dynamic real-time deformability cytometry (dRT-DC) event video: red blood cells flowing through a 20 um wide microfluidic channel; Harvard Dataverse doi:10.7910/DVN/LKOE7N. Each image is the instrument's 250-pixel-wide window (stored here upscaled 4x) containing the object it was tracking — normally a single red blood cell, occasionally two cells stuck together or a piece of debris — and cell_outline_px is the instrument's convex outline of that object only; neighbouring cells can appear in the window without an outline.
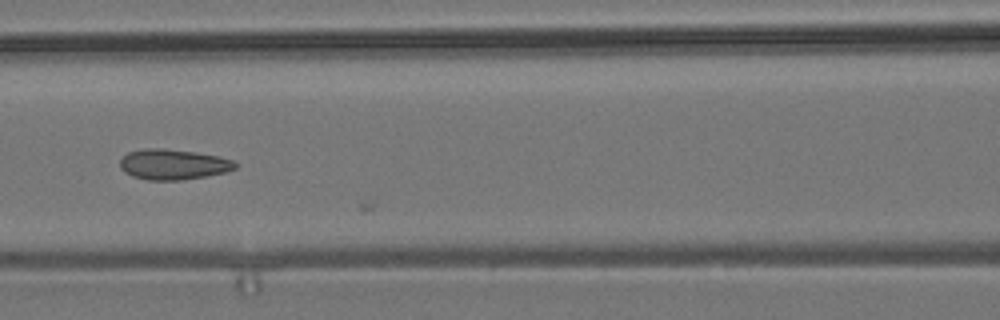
{"species": "common noctule bat (a hibernating species)", "species_latin": "Nyctalus noctula", "temperature_condition": "room temperature", "stored_images_in_passage": 7, "camera_frame_rate_fps": 3000, "um_per_image_px": 0.085, "animal": {"sex": "male", "body_mass_g": 19.2, "forearm_length_mm": 51.8}, "frame": {"image": 1, "passage_image": 5, "time_ms": 6.0, "image_size_px": [1000, 320], "cell_outline_px": [[240, 164], [236, 168], [224, 172], [184, 180], [148, 180], [132, 176], [124, 172], [120, 168], [120, 160], [128, 152], [144, 148], [160, 148], [196, 152], [220, 156], [232, 160]], "centroid_in_image_um": [14.72, 13.97], "position_along_channel_um": 151.9, "area_um2": 20.52}}
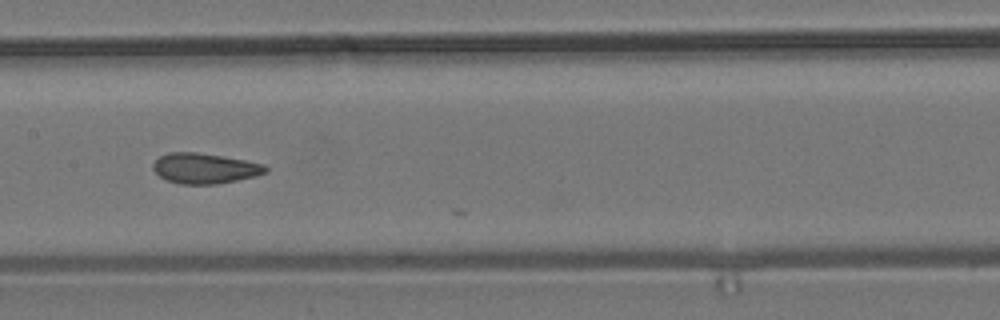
{"frame": {"image": 2, "passage_image": 6, "time_ms": 7.0, "image_size_px": [1000, 320], "cell_outline_px": [[268, 172], [256, 176], [216, 184], [180, 184], [168, 180], [160, 176], [152, 168], [152, 164], [160, 156], [168, 152], [196, 152], [244, 160], [264, 164], [268, 168]], "centroid_in_image_um": [17.4, 14.31], "position_along_channel_um": 190.0, "area_um2": 19.77}}